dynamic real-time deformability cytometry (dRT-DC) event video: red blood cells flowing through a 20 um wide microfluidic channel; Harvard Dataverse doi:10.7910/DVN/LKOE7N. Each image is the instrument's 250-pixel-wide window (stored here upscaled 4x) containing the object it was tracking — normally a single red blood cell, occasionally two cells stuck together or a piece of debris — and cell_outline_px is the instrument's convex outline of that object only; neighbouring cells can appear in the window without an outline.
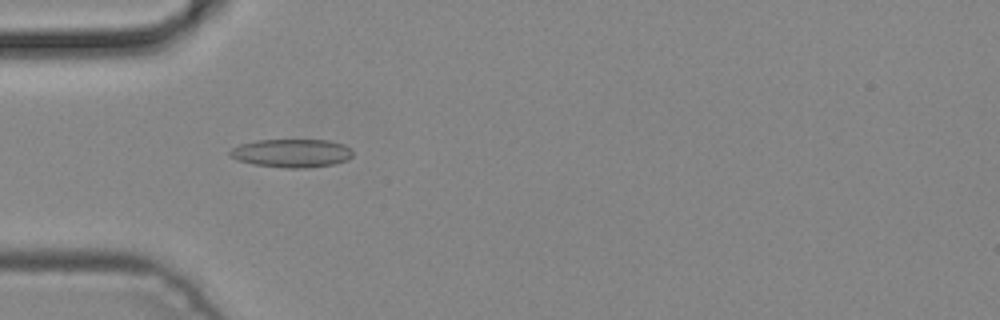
{"species": "common noctule bat (a hibernating species)", "species_latin": "Nyctalus noctula", "temperature_condition": "cold", "stored_images_in_passage": 6, "camera_frame_rate_fps": 3000, "um_per_image_px": 0.085, "animal": {"sex": "male", "body_mass_g": 19.2, "forearm_length_mm": 51.8}, "frame": {"image": 1, "passage_image": 5, "time_ms": 1.333, "image_size_px": [1000, 320], "cell_outline_px": [[352, 156], [348, 160], [332, 164], [308, 168], [284, 168], [252, 164], [236, 160], [228, 156], [228, 152], [232, 148], [240, 144], [256, 140], [328, 140], [344, 144], [352, 148]], "centroid_in_image_um": [24.77, 13.02], "position_along_channel_um": 60.2, "area_um2": 20.58}}
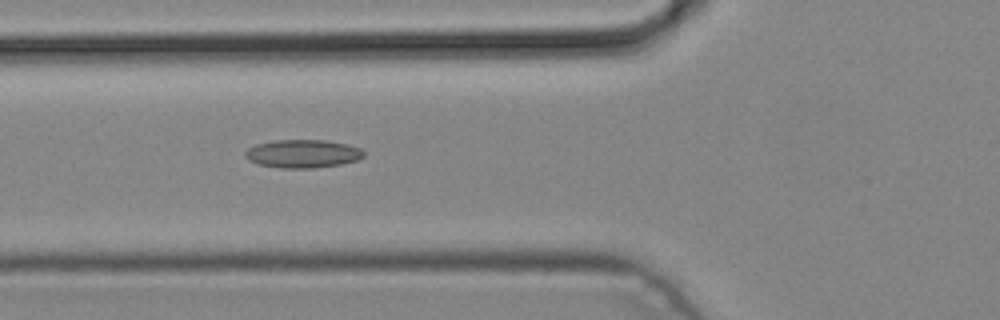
{"frame": {"image": 2, "passage_image": 6, "time_ms": 1.667, "image_size_px": [1000, 320], "cell_outline_px": [[364, 156], [356, 160], [340, 164], [312, 168], [280, 168], [256, 164], [248, 160], [244, 156], [244, 152], [248, 148], [256, 144], [276, 140], [324, 140], [348, 144], [360, 148], [364, 152]], "centroid_in_image_um": [25.69, 13.06], "position_along_channel_um": 100.1, "area_um2": 19.54}}